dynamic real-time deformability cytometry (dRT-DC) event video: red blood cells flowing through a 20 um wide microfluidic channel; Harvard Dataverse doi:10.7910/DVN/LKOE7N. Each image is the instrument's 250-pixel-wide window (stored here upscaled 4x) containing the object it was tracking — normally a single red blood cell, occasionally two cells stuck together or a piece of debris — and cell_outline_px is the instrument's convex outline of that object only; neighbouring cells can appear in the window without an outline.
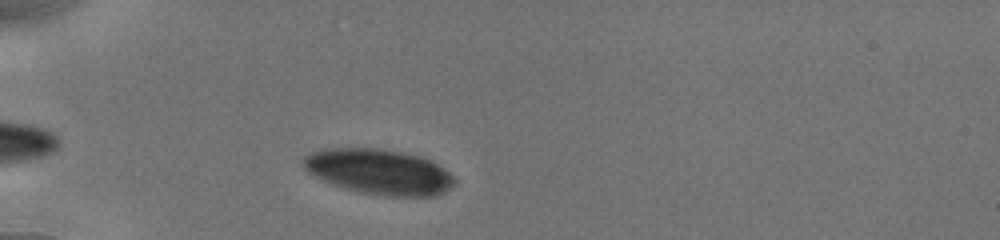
{"species": "human", "species_latin": "Homo sapiens", "temperature_condition": "cold", "stored_images_in_passage": 38, "camera_frame_rate_fps": 3000, "um_per_image_px": 0.085, "donor": {"sex": "male"}, "frame": {"image": 1, "passage_image": 4, "time_ms": 1.0, "image_size_px": [1000, 240], "cell_outline_px": [[456, 184], [444, 192], [436, 196], [384, 196], [344, 188], [332, 184], [312, 176], [300, 164], [300, 160], [304, 156], [312, 152], [324, 148], [380, 148], [404, 152], [420, 156], [436, 164], [448, 172], [456, 180]], "centroid_in_image_um": [32.17, 14.59], "position_along_channel_um": 52.8, "area_um2": 40.11}}
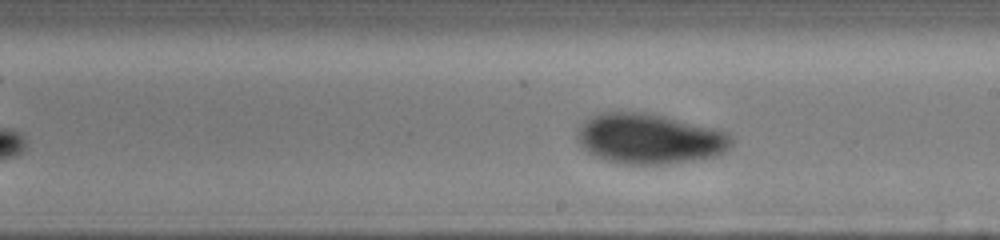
{"frame": {"image": 2, "passage_image": 23, "time_ms": 6.333, "image_size_px": [1000, 240], "cell_outline_px": [[732, 144], [724, 152], [716, 156], [696, 160], [664, 164], [624, 164], [608, 160], [596, 156], [588, 152], [580, 144], [576, 136], [576, 132], [592, 116], [604, 112], [640, 112], [664, 116], [712, 128], [724, 132], [732, 136]], "centroid_in_image_um": [55.21, 11.81], "position_along_channel_um": 233.8, "area_um2": 44.62}}
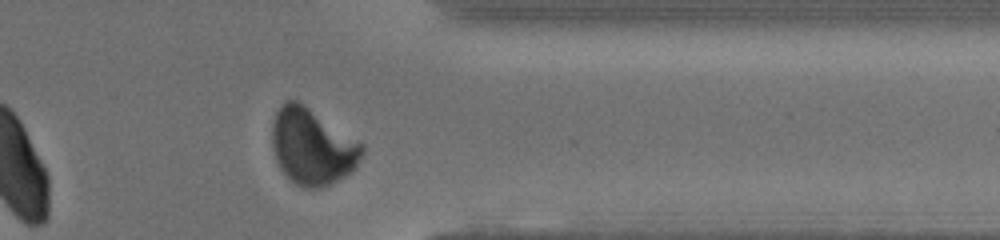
{"frame": {"image": 3, "passage_image": 35, "time_ms": 10.333, "image_size_px": [1000, 240], "cell_outline_px": [[364, 152], [352, 172], [320, 188], [308, 188], [296, 184], [280, 168], [276, 160], [272, 148], [272, 124], [276, 112], [284, 100], [296, 100], [304, 104], [364, 144]], "centroid_in_image_um": [26.54, 12.44], "position_along_channel_um": 384.9, "area_um2": 39.77}, "authors_computed_cell_mechanics": {"area_um2": 43.9569, "velocity_mm_per_s": 3.8634, "shape_relaxation_time_tau1_ms": 1.6457, "shape_relaxation_time_tau2_ms": 0.9116, "deformation_change_tau1": 0.0989, "deformation_change_tau2": 0.0442}}